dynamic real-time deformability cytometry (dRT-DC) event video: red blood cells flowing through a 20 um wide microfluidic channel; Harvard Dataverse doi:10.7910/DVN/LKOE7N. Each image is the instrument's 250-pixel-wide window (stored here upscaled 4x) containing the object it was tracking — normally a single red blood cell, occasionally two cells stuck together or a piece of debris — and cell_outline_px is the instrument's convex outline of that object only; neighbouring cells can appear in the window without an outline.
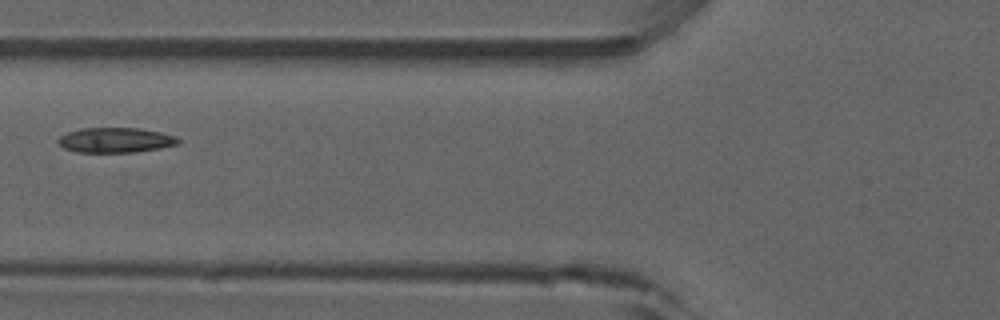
{"species": "common noctule bat (a hibernating species)", "species_latin": "Nyctalus noctula", "temperature_condition": "room temperature", "stored_images_in_passage": 5, "camera_frame_rate_fps": 3000, "um_per_image_px": 0.085, "animal": {"sex": "male", "forearm_length_mm": 52.5}, "frame": {"image": 1, "passage_image": 5, "time_ms": 6.0, "image_size_px": [1000, 320], "cell_outline_px": [[180, 140], [176, 144], [160, 148], [132, 152], [76, 152], [64, 148], [56, 140], [60, 136], [68, 132], [80, 128], [136, 128], [160, 132], [176, 136]], "centroid_in_image_um": [9.78, 11.9], "position_along_channel_um": 116.0, "area_um2": 17.34}}